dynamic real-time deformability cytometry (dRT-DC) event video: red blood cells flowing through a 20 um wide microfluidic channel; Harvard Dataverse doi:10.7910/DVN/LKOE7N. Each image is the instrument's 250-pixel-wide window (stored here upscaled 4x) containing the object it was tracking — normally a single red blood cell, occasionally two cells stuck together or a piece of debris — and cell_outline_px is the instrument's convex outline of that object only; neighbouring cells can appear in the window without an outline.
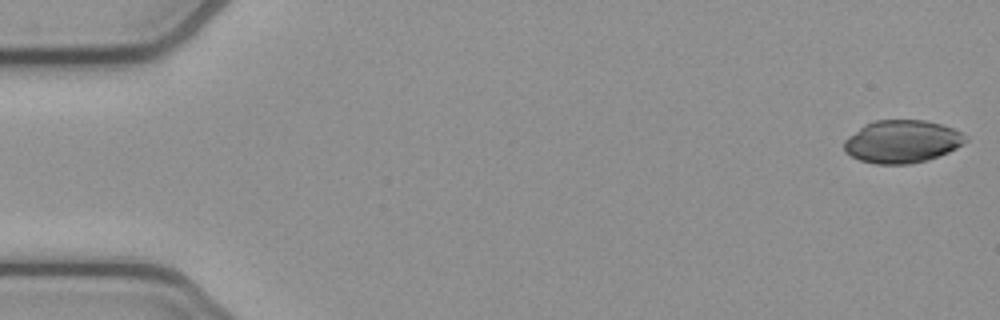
{"species": "common noctule bat (a hibernating species)", "species_latin": "Nyctalus noctula", "temperature_condition": "cold", "stored_images_in_passage": 52, "camera_frame_rate_fps": 3000, "um_per_image_px": 0.085, "animal": {"sex": "female", "body_mass_g": 21.9}, "frame": {"image": 1, "passage_image": 1, "time_ms": 0.0, "image_size_px": [1000, 320], "cell_outline_px": [[968, 140], [964, 144], [940, 156], [928, 160], [912, 164], [876, 164], [860, 160], [844, 152], [844, 140], [848, 136], [864, 124], [876, 120], [924, 120], [940, 124], [952, 128], [960, 132]], "centroid_in_image_um": [76.66, 12.04], "position_along_channel_um": 8.3, "area_um2": 30.35}}